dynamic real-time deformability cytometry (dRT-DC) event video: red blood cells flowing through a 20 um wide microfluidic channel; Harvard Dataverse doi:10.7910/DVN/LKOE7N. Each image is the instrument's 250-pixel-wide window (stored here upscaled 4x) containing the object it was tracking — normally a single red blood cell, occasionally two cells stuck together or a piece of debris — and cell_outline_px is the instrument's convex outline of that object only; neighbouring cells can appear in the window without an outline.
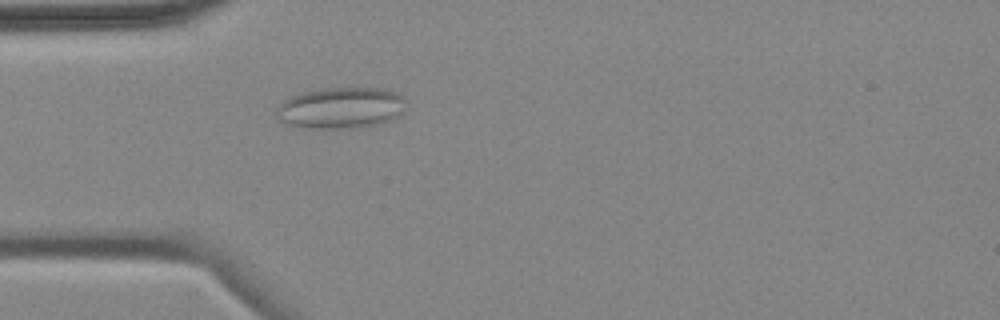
{"species": "common noctule bat (a hibernating species)", "species_latin": "Nyctalus noctula", "temperature_condition": "cold", "stored_images_in_passage": 1, "camera_frame_rate_fps": 3000, "um_per_image_px": 0.085, "animal": {"sex": "female", "body_mass_g": 18.4}, "frame": {"image": 1, "passage_image": 1, "time_ms": 0.0, "image_size_px": [1000, 320], "cell_outline_px": [[408, 100], [400, 116], [392, 120], [380, 124], [352, 128], [308, 128], [288, 124], [280, 120], [276, 116], [276, 108], [284, 100], [292, 96], [304, 92], [320, 88], [384, 88], [404, 96]], "centroid_in_image_um": [29.02, 9.17], "position_along_channel_um": 56.0, "area_um2": 31.44}}